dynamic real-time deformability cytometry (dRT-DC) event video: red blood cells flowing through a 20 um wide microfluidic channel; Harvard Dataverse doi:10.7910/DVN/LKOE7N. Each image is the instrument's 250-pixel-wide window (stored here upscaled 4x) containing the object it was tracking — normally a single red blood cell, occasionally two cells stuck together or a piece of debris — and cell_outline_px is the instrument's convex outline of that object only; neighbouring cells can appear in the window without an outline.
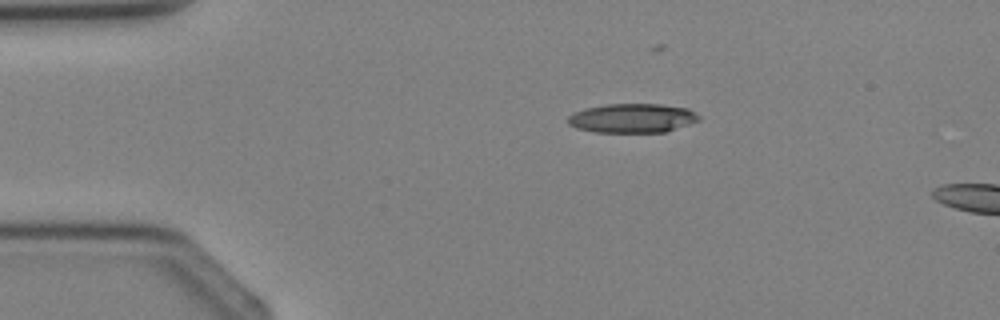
{"species": "Egyptian fruit bat (a non-hibernating species)", "species_latin": "Rousettus aegyptiacus", "temperature_condition": "cold", "stored_images_in_passage": 3, "segment_of_instrument_passage": [1, 2], "camera_frame_rate_fps": 3000, "um_per_image_px": 0.085, "animal": {"sex": "female"}, "frame": {"image": 1, "passage_image": 1, "time_ms": 0.0, "image_size_px": [1000, 320], "cell_outline_px": [[700, 120], [664, 132], [596, 132], [576, 128], [568, 124], [568, 116], [572, 112], [584, 108], [608, 104], [660, 104], [688, 108], [700, 116]], "centroid_in_image_um": [53.72, 10.04], "position_along_channel_um": 31.3, "area_um2": 22.25}}